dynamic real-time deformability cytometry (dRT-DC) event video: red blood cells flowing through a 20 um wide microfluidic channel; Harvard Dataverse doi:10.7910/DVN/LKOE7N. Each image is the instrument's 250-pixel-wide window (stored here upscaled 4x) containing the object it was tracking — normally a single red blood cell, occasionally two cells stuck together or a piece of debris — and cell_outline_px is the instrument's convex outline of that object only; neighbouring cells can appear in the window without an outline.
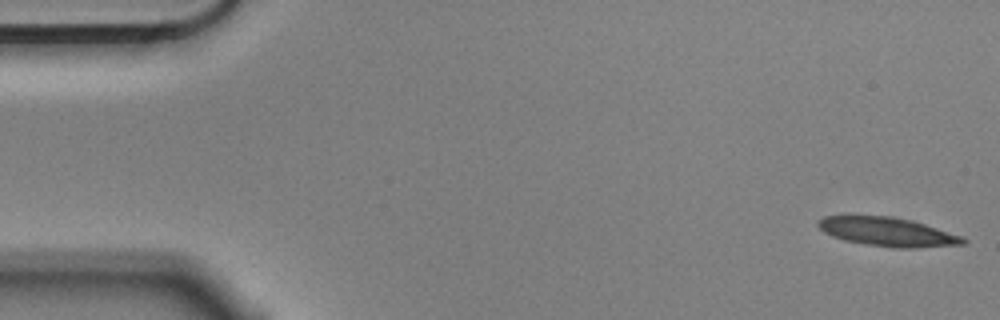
{"species": "Egyptian fruit bat (a non-hibernating species)", "species_latin": "Rousettus aegyptiacus", "temperature_condition": "cold", "stored_images_in_passage": 3, "camera_frame_rate_fps": 3000, "um_per_image_px": 0.085, "animal": {"sex": "male"}, "frame": {"image": 1, "passage_image": 1, "time_ms": 0.0, "image_size_px": [1000, 320], "cell_outline_px": [[968, 240], [964, 244], [912, 248], [900, 248], [864, 244], [844, 240], [832, 236], [824, 232], [816, 224], [816, 220], [824, 216], [892, 216], [924, 224], [964, 236]], "centroid_in_image_um": [75.44, 19.71], "position_along_channel_um": 9.6, "area_um2": 24.28}}